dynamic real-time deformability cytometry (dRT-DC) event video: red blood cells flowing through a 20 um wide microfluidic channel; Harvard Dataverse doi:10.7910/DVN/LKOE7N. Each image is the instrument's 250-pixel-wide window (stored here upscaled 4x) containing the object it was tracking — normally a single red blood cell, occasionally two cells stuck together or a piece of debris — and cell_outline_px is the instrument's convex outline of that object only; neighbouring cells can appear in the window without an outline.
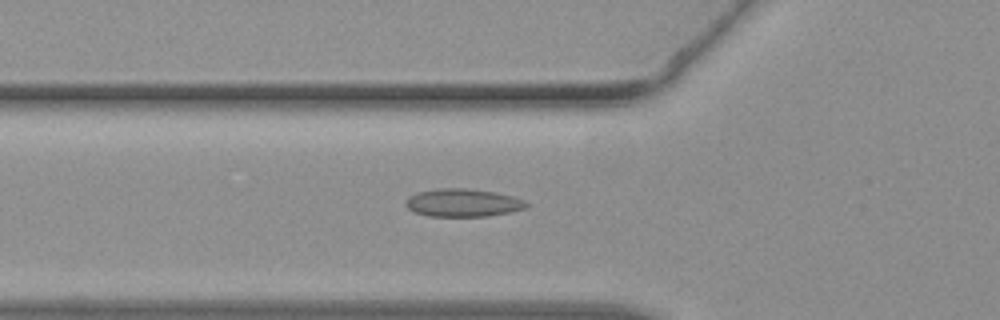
{"species": "common noctule bat (a hibernating species)", "species_latin": "Nyctalus noctula", "temperature_condition": "warm", "stored_images_in_passage": 44, "camera_frame_rate_fps": 3000, "um_per_image_px": 0.085, "animal": {"sex": "female", "body_mass_g": 19.3, "forearm_length_mm": 54.1}, "frame": {"image": 1, "passage_image": 15, "time_ms": 4.667, "image_size_px": [1000, 320], "cell_outline_px": [[528, 204], [524, 208], [512, 212], [488, 216], [428, 216], [416, 212], [408, 208], [404, 204], [408, 196], [416, 192], [440, 188], [468, 188], [496, 192], [512, 196], [524, 200]], "centroid_in_image_um": [39.33, 17.23], "position_along_channel_um": 86.5, "area_um2": 19.71}}
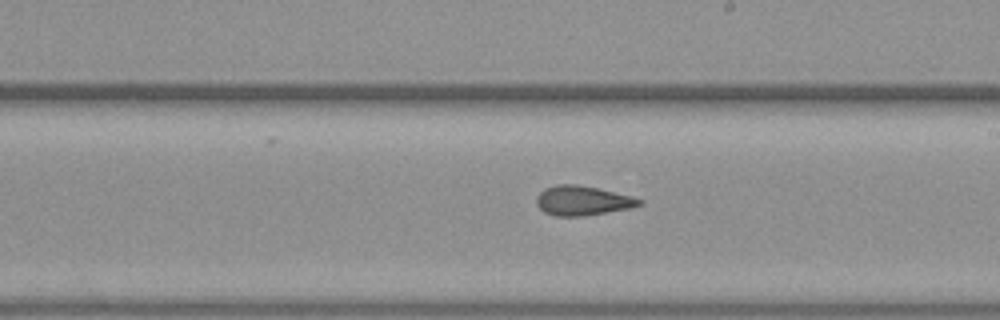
{"frame": {"image": 2, "passage_image": 25, "time_ms": 8.0, "image_size_px": [1000, 320], "cell_outline_px": [[644, 204], [632, 208], [580, 216], [556, 216], [544, 212], [536, 204], [536, 196], [544, 188], [556, 184], [576, 184], [596, 188], [632, 196], [644, 200]], "centroid_in_image_um": [49.52, 17.05], "position_along_channel_um": 239.5, "area_um2": 17.74}}
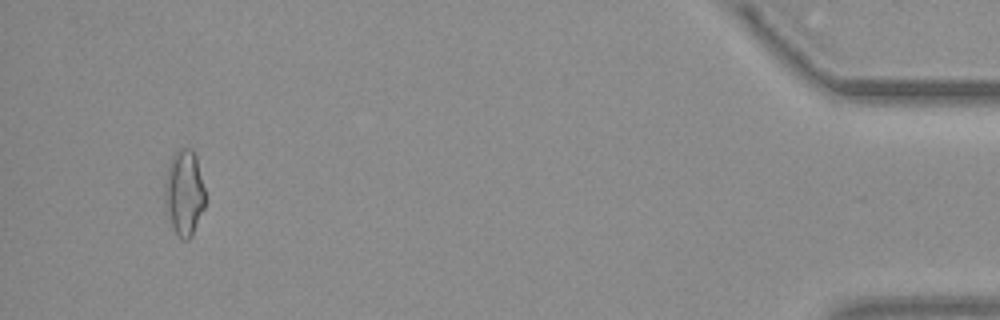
{"frame": {"image": 3, "passage_image": 42, "time_ms": 13.667, "image_size_px": [1000, 320], "cell_outline_px": [[204, 208], [192, 236], [188, 240], [180, 240], [172, 228], [168, 216], [164, 200], [164, 180], [172, 156], [180, 148], [192, 148], [196, 156], [204, 188]], "centroid_in_image_um": [15.64, 16.41], "position_along_channel_um": 419.6, "area_um2": 20.29}}